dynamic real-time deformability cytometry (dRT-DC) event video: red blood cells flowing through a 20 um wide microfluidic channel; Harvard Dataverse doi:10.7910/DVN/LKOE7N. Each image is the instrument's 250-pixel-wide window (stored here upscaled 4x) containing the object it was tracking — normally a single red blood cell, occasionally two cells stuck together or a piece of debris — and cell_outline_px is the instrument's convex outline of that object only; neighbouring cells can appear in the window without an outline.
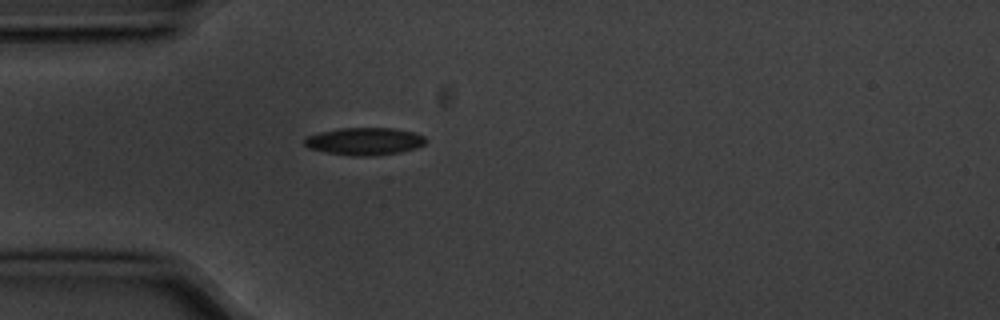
{"species": "common noctule bat (a hibernating species)", "species_latin": "Nyctalus noctula", "temperature_condition": "cold", "stored_images_in_passage": 1, "camera_frame_rate_fps": 3000, "um_per_image_px": 0.085, "animal": {"sex": "male", "body_mass_g": 20.1, "forearm_length_mm": 53.5}, "frame": {"image": 1, "passage_image": 1, "time_ms": 0.0, "image_size_px": [1000, 320], "cell_outline_px": [[428, 140], [424, 144], [416, 148], [400, 152], [372, 156], [352, 156], [324, 152], [308, 148], [304, 144], [304, 140], [308, 136], [320, 132], [340, 128], [396, 128], [412, 132], [424, 136]], "centroid_in_image_um": [30.99, 12.01], "position_along_channel_um": 54.0, "area_um2": 19.48}}